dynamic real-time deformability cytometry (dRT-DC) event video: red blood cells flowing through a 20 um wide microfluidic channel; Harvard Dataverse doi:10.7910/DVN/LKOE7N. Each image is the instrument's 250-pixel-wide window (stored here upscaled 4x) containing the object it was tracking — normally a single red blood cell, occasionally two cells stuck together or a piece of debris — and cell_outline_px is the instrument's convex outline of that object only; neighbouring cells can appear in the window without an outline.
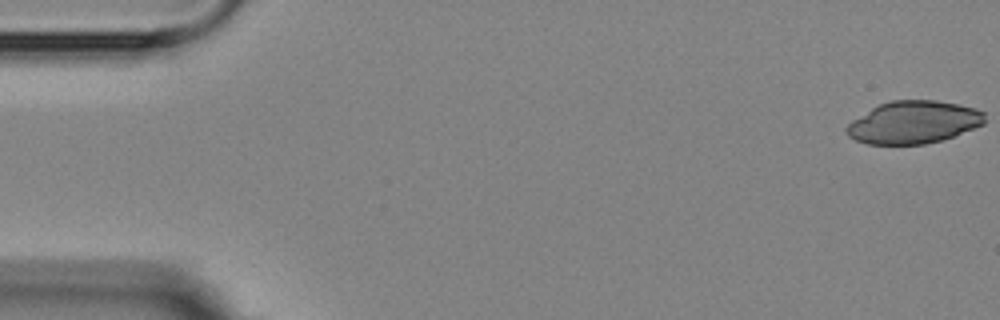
{"species": "Egyptian fruit bat (a non-hibernating species)", "species_latin": "Rousettus aegyptiacus", "temperature_condition": "room temperature", "stored_images_in_passage": 6, "segment_of_instrument_passage": [1, 2], "camera_frame_rate_fps": 3000, "um_per_image_px": 0.085, "animal": {"sex": "female"}, "frame": {"image": 1, "passage_image": 1, "time_ms": 0.0, "image_size_px": [1000, 320], "cell_outline_px": [[984, 124], [952, 136], [940, 140], [924, 144], [868, 144], [856, 140], [848, 136], [844, 132], [844, 128], [852, 120], [872, 108], [880, 104], [892, 100], [936, 100], [960, 104], [976, 108], [984, 112]], "centroid_in_image_um": [77.63, 10.39], "position_along_channel_um": 7.4, "area_um2": 34.16}}